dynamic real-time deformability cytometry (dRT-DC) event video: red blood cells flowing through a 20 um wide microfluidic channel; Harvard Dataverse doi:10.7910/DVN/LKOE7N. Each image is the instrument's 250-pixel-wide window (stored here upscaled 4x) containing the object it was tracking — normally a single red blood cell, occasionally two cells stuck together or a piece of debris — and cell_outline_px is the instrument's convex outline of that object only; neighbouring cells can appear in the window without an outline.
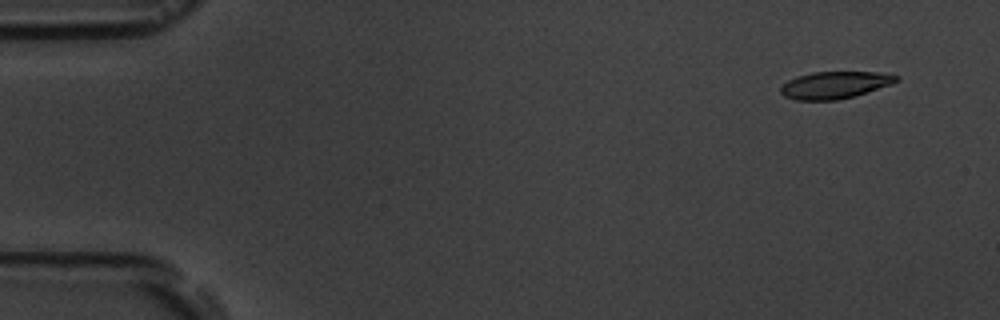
{"species": "common noctule bat (a hibernating species)", "species_latin": "Nyctalus noctula", "temperature_condition": "room temperature", "stored_images_in_passage": 4, "camera_frame_rate_fps": 3000, "um_per_image_px": 0.085, "animal": {"sex": "male", "body_mass_g": 19.5, "forearm_length_mm": 54.6}, "frame": {"image": 1, "passage_image": 1, "time_ms": 0.0, "image_size_px": [1000, 320], "cell_outline_px": [[900, 80], [892, 84], [868, 92], [836, 100], [796, 100], [784, 96], [780, 92], [780, 88], [788, 80], [796, 76], [812, 72], [880, 72], [900, 76]], "centroid_in_image_um": [70.97, 7.22], "position_along_channel_um": 14.0, "area_um2": 18.32}}
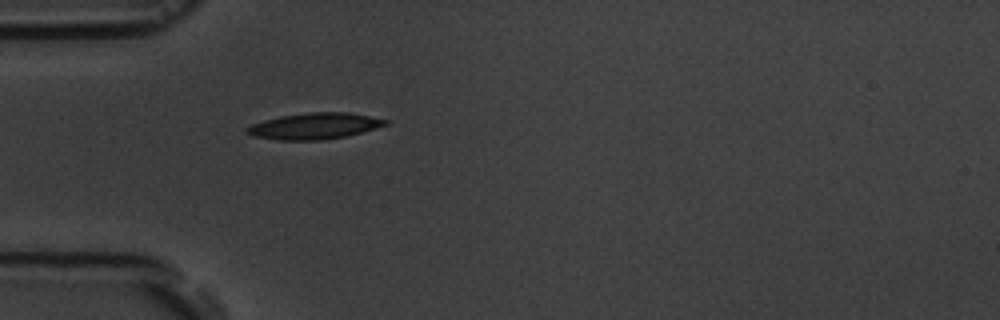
{"frame": {"image": 2, "passage_image": 4, "time_ms": 4.333, "image_size_px": [1000, 320], "cell_outline_px": [[392, 120], [388, 124], [348, 136], [320, 140], [280, 140], [252, 136], [244, 132], [244, 128], [252, 124], [264, 120], [280, 116], [308, 112], [348, 112]], "centroid_in_image_um": [26.72, 10.71], "position_along_channel_um": 58.3, "area_um2": 21.33}}